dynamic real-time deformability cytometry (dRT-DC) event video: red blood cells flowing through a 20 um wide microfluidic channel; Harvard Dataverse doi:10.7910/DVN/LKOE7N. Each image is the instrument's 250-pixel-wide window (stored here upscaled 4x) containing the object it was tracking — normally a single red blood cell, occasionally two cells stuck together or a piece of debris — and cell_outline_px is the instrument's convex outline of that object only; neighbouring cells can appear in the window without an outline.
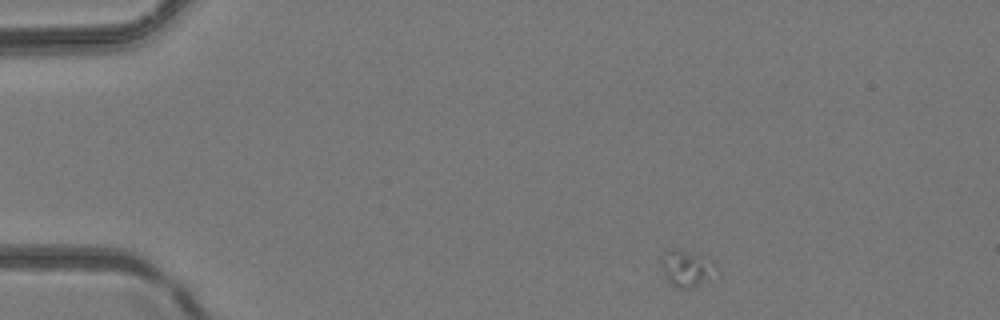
{"species": "common noctule bat (a hibernating species)", "species_latin": "Nyctalus noctula", "temperature_condition": "room temperature", "stored_images_in_passage": 3, "camera_frame_rate_fps": 3000, "um_per_image_px": 0.085, "animal": {"sex": "female", "body_mass_g": 24.6, "forearm_length_mm": 56.2}, "frame": {"image": 1, "passage_image": 1, "time_ms": 0.0, "image_size_px": [1000, 320], "cell_outline_px": [[716, 268], [692, 288], [676, 288], [668, 284], [660, 260], [660, 256], [664, 252], [672, 248], [700, 252], [712, 260], [716, 264]], "centroid_in_image_um": [58.28, 22.73], "position_along_channel_um": 26.7, "area_um2": 11.62}}